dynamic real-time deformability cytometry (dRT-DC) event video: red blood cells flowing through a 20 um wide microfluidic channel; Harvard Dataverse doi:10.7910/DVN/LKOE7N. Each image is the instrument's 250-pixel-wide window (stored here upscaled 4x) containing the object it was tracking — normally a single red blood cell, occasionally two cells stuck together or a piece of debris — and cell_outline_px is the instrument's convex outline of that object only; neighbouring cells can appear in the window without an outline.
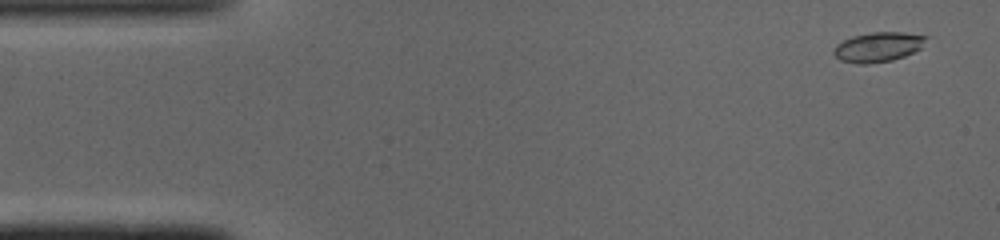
{"species": "common noctule bat (a hibernating species)", "species_latin": "Nyctalus noctula", "temperature_condition": "cold", "stored_images_in_passage": 49, "camera_frame_rate_fps": 3000, "um_per_image_px": 0.085, "animal": {"sex": "male", "body_mass_g": 19.0, "forearm_length_mm": 50.8}, "frame": {"image": 1, "passage_image": 3, "time_ms": 0.667, "image_size_px": [1000, 240], "cell_outline_px": [[932, 36], [920, 48], [904, 56], [892, 60], [868, 64], [860, 64], [840, 60], [832, 52], [836, 44], [852, 36], [872, 32], [904, 32]], "centroid_in_image_um": [74.67, 3.98], "position_along_channel_um": 10.3, "area_um2": 16.13}}
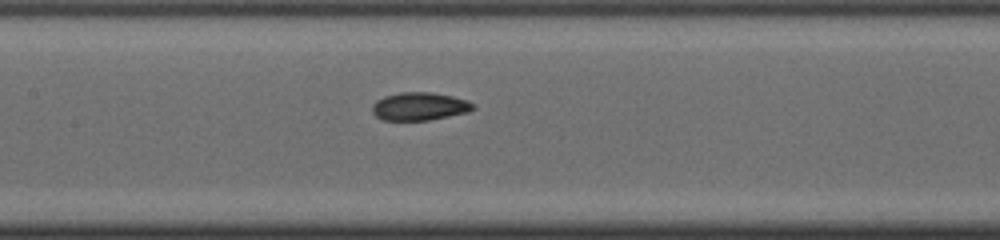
{"frame": {"image": 2, "passage_image": 23, "time_ms": 7.333, "image_size_px": [1000, 240], "cell_outline_px": [[476, 108], [468, 112], [428, 120], [384, 120], [376, 116], [372, 112], [372, 104], [376, 100], [384, 96], [400, 92], [432, 92], [452, 96], [468, 100], [476, 104]], "centroid_in_image_um": [35.68, 9.03], "position_along_channel_um": 171.7, "area_um2": 16.59}}
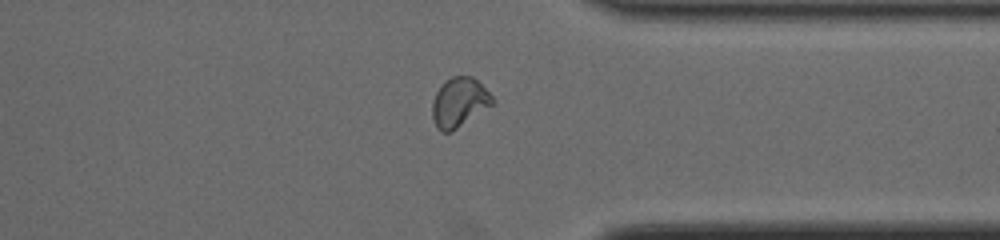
{"frame": {"image": 3, "passage_image": 38, "time_ms": 12.333, "image_size_px": [1000, 240], "cell_outline_px": [[496, 100], [492, 104], [456, 128], [448, 132], [440, 132], [436, 128], [432, 116], [432, 104], [436, 92], [444, 80], [452, 76], [472, 76]], "centroid_in_image_um": [38.99, 8.68], "position_along_channel_um": 372.4, "area_um2": 16.99}, "authors_computed_cell_mechanics": {"area_um2": 16.6464, "velocity_mm_per_s": 4.0992, "shape_relaxation_time_tau1_ms": 5.6019, "shape_relaxation_time_tau2_ms": 1.8902, "deformation_change_tau1": 0.1342, "deformation_change_tau2": 0.063}}